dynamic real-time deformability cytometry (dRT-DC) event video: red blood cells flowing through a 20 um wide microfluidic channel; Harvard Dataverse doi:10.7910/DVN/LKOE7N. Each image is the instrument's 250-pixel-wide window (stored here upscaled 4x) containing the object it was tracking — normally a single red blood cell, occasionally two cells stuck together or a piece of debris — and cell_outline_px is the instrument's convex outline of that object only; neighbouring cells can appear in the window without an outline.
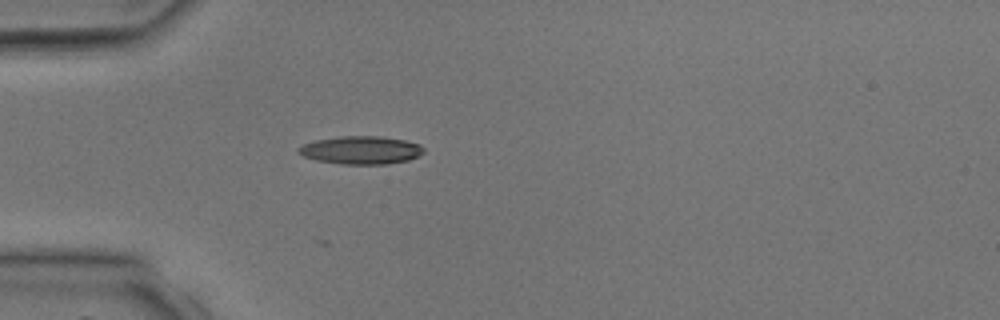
{"species": "common noctule bat (a hibernating species)", "species_latin": "Nyctalus noctula", "temperature_condition": "room temperature", "stored_images_in_passage": 2, "camera_frame_rate_fps": 3000, "um_per_image_px": 0.085, "animal": {"sex": "male", "body_mass_g": 17.9, "forearm_length_mm": 54.2}, "frame": {"image": 1, "passage_image": 2, "time_ms": 2.333, "image_size_px": [1000, 320], "cell_outline_px": [[424, 152], [408, 160], [388, 164], [340, 164], [316, 160], [304, 156], [296, 152], [296, 148], [304, 144], [316, 140], [340, 136], [380, 136], [404, 140], [420, 144], [424, 148]], "centroid_in_image_um": [30.66, 12.76], "position_along_channel_um": 54.3, "area_um2": 20.46}}